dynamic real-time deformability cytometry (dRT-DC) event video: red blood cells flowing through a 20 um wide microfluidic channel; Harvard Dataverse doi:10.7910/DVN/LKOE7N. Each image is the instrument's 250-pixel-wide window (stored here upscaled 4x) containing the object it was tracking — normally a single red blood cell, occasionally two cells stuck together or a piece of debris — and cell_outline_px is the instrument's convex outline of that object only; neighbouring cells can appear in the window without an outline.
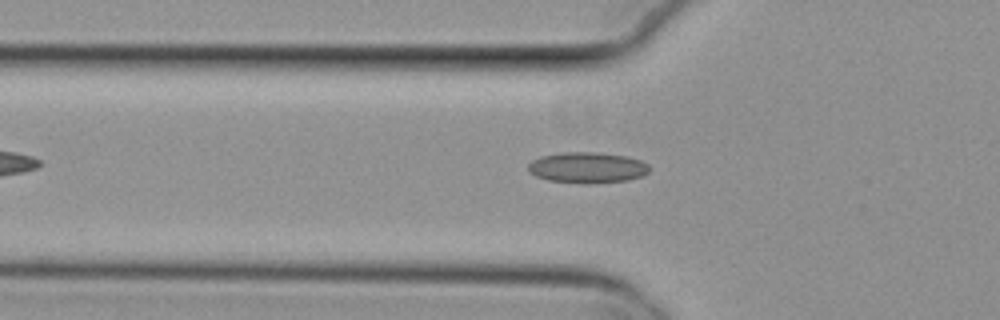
{"species": "common noctule bat (a hibernating species)", "species_latin": "Nyctalus noctula", "temperature_condition": "cold", "stored_images_in_passage": 46, "camera_frame_rate_fps": 3000, "um_per_image_px": 0.085, "animal": {"sex": "female", "body_mass_g": 29.2, "forearm_length_mm": 56.3}, "frame": {"image": 1, "passage_image": 11, "time_ms": 3.333, "image_size_px": [1000, 320], "cell_outline_px": [[648, 172], [640, 176], [628, 180], [592, 184], [584, 184], [548, 180], [536, 176], [528, 172], [528, 164], [532, 160], [540, 156], [560, 152], [596, 152], [628, 156], [640, 160], [648, 164]], "centroid_in_image_um": [49.89, 14.24], "position_along_channel_um": 75.9, "area_um2": 22.02}}
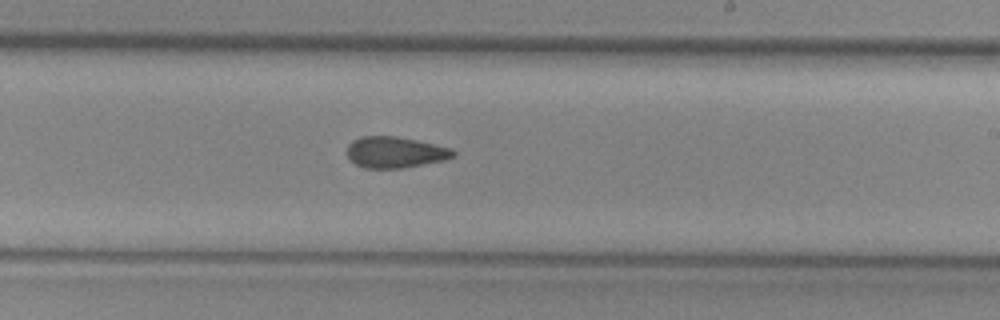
{"frame": {"image": 2, "passage_image": 25, "time_ms": 8.0, "image_size_px": [1000, 320], "cell_outline_px": [[456, 152], [452, 156], [444, 160], [400, 168], [364, 168], [356, 164], [348, 156], [348, 144], [352, 140], [360, 136], [396, 136], [416, 140], [452, 148]], "centroid_in_image_um": [33.57, 12.93], "position_along_channel_um": 255.4, "area_um2": 19.07}}
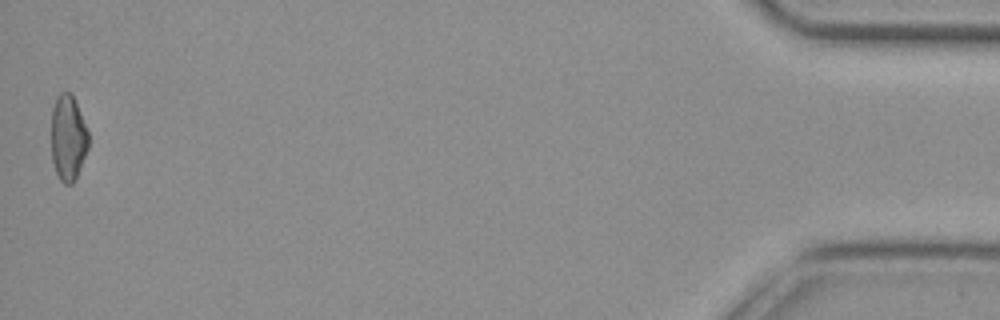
{"frame": {"image": 3, "passage_image": 46, "time_ms": 15.0, "image_size_px": [1000, 320], "cell_outline_px": [[88, 148], [76, 176], [72, 184], [64, 184], [60, 180], [56, 172], [52, 160], [52, 108], [56, 96], [60, 92], [68, 92], [72, 96], [76, 104], [88, 132]], "centroid_in_image_um": [5.77, 11.72], "position_along_channel_um": 429.4, "area_um2": 18.21}, "authors_computed_cell_mechanics": {"area_um2": 19.652, "velocity_mm_per_s": 3.8345, "shape_relaxation_time_tau1_ms": null, "shape_relaxation_time_tau2_ms": 3.5479, "deformation_change_tau1": null, "deformation_change_tau2": 0.1066}}